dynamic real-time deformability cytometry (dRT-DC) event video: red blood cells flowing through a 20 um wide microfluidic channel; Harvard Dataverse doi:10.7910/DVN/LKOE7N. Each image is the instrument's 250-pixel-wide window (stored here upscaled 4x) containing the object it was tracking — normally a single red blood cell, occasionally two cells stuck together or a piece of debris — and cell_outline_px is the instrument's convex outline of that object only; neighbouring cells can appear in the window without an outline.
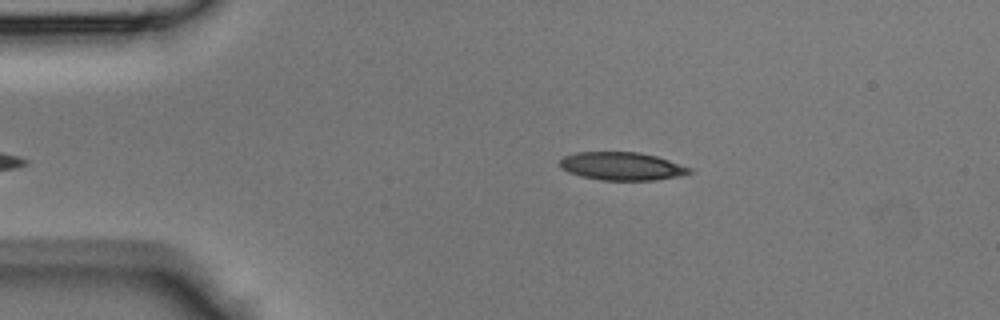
{"species": "Egyptian fruit bat (a non-hibernating species)", "species_latin": "Rousettus aegyptiacus", "temperature_condition": "room temperature", "stored_images_in_passage": 34, "camera_frame_rate_fps": 3000, "um_per_image_px": 0.085, "animal": {"sex": "male"}, "frame": {"image": 1, "passage_image": 2, "time_ms": 0.333, "image_size_px": [1000, 320], "cell_outline_px": [[692, 172], [680, 176], [656, 180], [600, 180], [580, 176], [568, 172], [560, 168], [560, 160], [564, 156], [576, 152], [640, 152], [656, 156], [692, 168]], "centroid_in_image_um": [52.84, 14.13], "position_along_channel_um": 32.2, "area_um2": 21.27}}
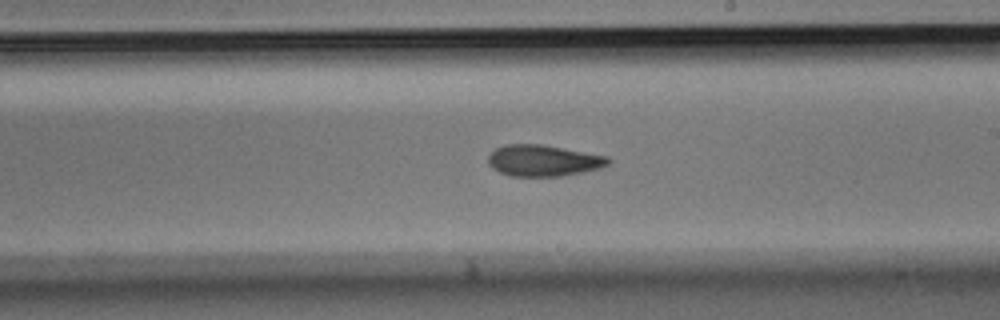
{"frame": {"image": 2, "passage_image": 20, "time_ms": 6.333, "image_size_px": [1000, 320], "cell_outline_px": [[612, 160], [608, 164], [600, 168], [584, 172], [560, 176], [512, 176], [500, 172], [492, 168], [488, 164], [488, 156], [496, 148], [504, 144], [540, 144], [608, 156]], "centroid_in_image_um": [46.18, 13.65], "position_along_channel_um": 242.8, "area_um2": 21.91}}
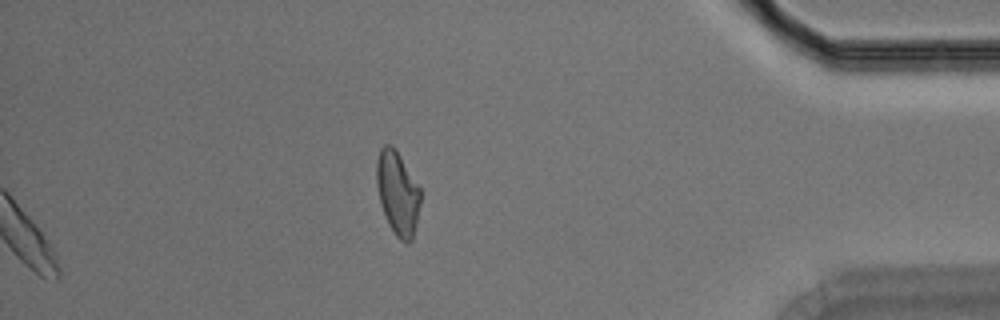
{"frame": {"image": 3, "passage_image": 34, "time_ms": 11.0, "image_size_px": [1000, 320], "cell_outline_px": [[420, 204], [416, 224], [412, 240], [408, 244], [400, 240], [396, 236], [388, 224], [380, 204], [376, 184], [376, 160], [380, 148], [384, 144], [392, 144], [396, 148], [420, 188]], "centroid_in_image_um": [33.78, 16.39], "position_along_channel_um": 401.4, "area_um2": 21.68}}